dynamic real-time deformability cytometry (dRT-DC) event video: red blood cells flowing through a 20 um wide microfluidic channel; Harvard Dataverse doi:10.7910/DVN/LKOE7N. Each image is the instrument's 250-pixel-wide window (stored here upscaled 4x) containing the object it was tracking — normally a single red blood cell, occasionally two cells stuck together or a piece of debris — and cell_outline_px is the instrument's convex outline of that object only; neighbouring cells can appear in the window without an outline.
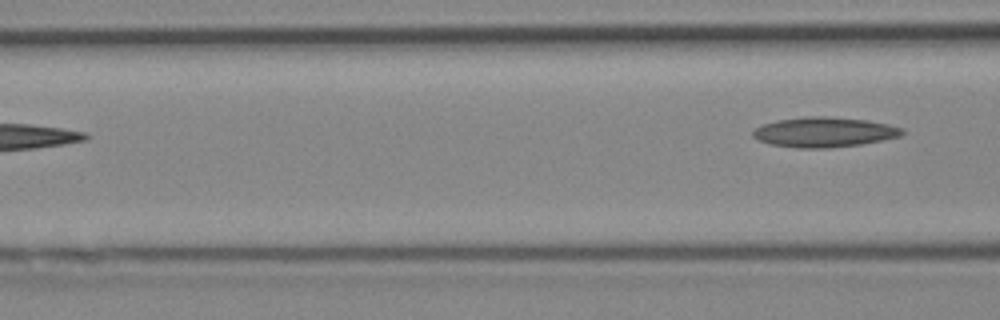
{"species": "Egyptian fruit bat (a non-hibernating species)", "species_latin": "Rousettus aegyptiacus", "temperature_condition": "cold", "stored_images_in_passage": 4, "camera_frame_rate_fps": 3000, "um_per_image_px": 0.085, "animal": {"sex": "female"}, "frame": {"image": 1, "passage_image": 4, "time_ms": 1.0, "image_size_px": [1000, 320], "cell_outline_px": [[904, 132], [900, 136], [860, 144], [828, 148], [796, 148], [772, 144], [756, 140], [752, 136], [752, 128], [760, 124], [776, 120], [804, 116], [824, 116], [868, 120], [888, 124], [904, 128]], "centroid_in_image_um": [69.98, 11.22], "position_along_channel_um": 96.6, "area_um2": 26.3}}